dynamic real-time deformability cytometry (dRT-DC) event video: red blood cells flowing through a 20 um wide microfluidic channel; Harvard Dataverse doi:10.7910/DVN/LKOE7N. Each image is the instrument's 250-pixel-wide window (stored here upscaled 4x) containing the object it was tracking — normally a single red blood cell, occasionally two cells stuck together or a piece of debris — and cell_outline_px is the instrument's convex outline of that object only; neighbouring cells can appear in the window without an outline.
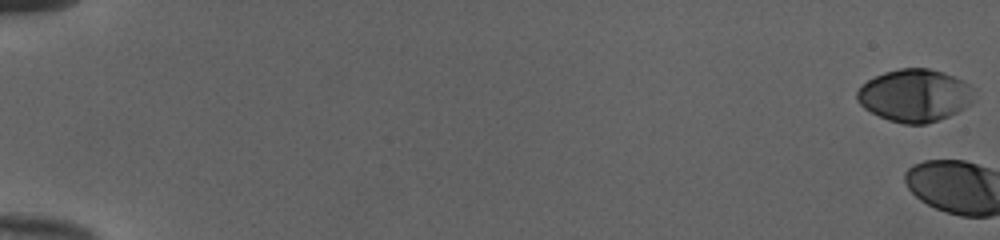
{"species": "human", "species_latin": "Homo sapiens", "temperature_condition": "cold", "stored_images_in_passage": 4, "camera_frame_rate_fps": 3000, "um_per_image_px": 0.085, "donor": {"sex": "female"}, "frame": {"image": 1, "passage_image": 1, "time_ms": 0.0, "image_size_px": [1000, 240], "cell_outline_px": [[976, 100], [964, 108], [948, 116], [928, 124], [904, 124], [888, 120], [864, 108], [856, 100], [856, 92], [868, 80], [884, 72], [900, 68], [928, 68], [944, 72], [964, 80], [976, 88]], "centroid_in_image_um": [77.82, 8.11], "position_along_channel_um": 7.2, "area_um2": 36.24}}